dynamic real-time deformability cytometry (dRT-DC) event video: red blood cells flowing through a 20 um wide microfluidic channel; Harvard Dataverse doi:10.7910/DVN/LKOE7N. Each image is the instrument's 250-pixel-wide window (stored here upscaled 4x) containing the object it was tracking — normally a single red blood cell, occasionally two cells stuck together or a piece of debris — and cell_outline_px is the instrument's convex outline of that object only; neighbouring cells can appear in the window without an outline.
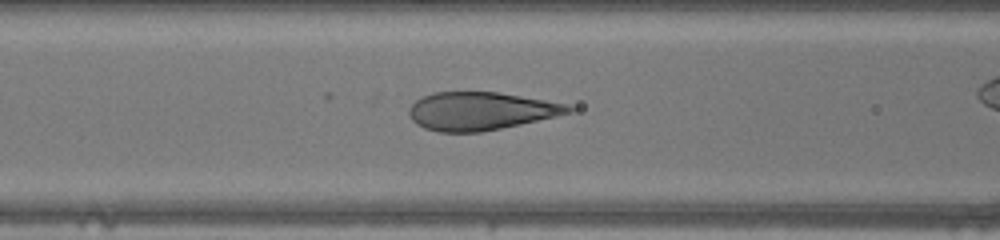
{"species": "human", "species_latin": "Homo sapiens", "temperature_condition": "warm", "stored_images_in_passage": 36, "camera_frame_rate_fps": 3000, "um_per_image_px": 0.085, "donor": {"sex": "male"}, "frame": {"image": 1, "passage_image": 18, "time_ms": 5.667, "image_size_px": [1000, 240], "cell_outline_px": [[576, 108], [572, 112], [556, 116], [520, 124], [480, 132], [440, 132], [424, 128], [416, 124], [412, 120], [408, 112], [408, 108], [416, 100], [432, 92], [500, 92], [568, 104]], "centroid_in_image_um": [40.85, 9.43], "position_along_channel_um": 125.7, "area_um2": 35.32}}
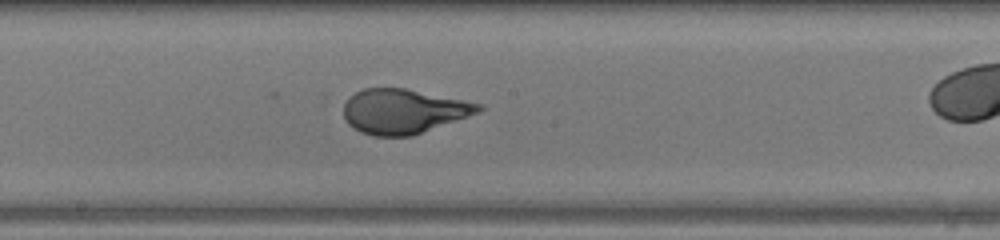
{"frame": {"image": 2, "passage_image": 24, "time_ms": 7.667, "image_size_px": [1000, 240], "cell_outline_px": [[484, 108], [468, 116], [412, 136], [372, 136], [360, 132], [352, 128], [344, 120], [344, 104], [356, 92], [364, 88], [404, 88], [484, 104]], "centroid_in_image_um": [34.27, 9.47], "position_along_channel_um": 213.9, "area_um2": 34.91}}
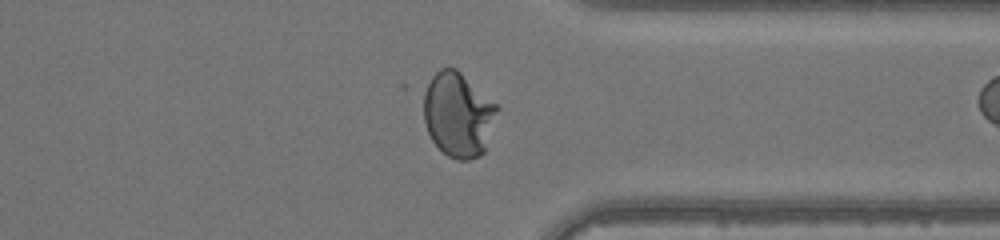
{"frame": {"image": 3, "passage_image": 35, "time_ms": 11.333, "image_size_px": [1000, 240], "cell_outline_px": [[500, 108], [484, 152], [480, 156], [468, 160], [456, 160], [448, 156], [432, 140], [428, 132], [424, 120], [424, 92], [432, 76], [440, 68], [456, 68], [496, 104]], "centroid_in_image_um": [38.96, 9.75], "position_along_channel_um": 372.4, "area_um2": 36.07}}